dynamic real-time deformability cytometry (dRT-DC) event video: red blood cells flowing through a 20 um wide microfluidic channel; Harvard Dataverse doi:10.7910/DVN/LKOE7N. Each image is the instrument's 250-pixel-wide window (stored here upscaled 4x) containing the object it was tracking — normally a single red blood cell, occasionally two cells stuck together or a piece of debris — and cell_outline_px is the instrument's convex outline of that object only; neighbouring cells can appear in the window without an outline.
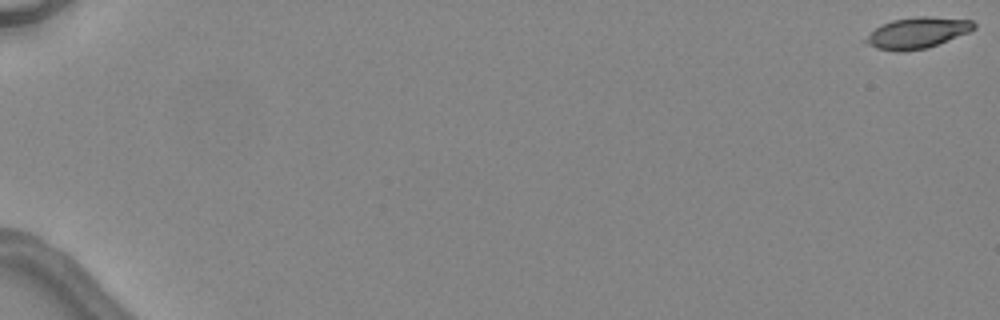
{"species": "common noctule bat (a hibernating species)", "species_latin": "Nyctalus noctula", "temperature_condition": "warm", "stored_images_in_passage": 6, "camera_frame_rate_fps": 3000, "um_per_image_px": 0.085, "animal": {"sex": "female", "body_mass_g": 24.6, "forearm_length_mm": 56.2}, "frame": {"image": 1, "passage_image": 1, "time_ms": 0.0, "image_size_px": [1000, 320], "cell_outline_px": [[976, 28], [968, 32], [928, 48], [904, 52], [896, 52], [876, 48], [864, 44], [860, 40], [880, 24], [892, 20], [916, 16], [928, 16], [972, 20], [976, 24]], "centroid_in_image_um": [77.89, 2.8], "position_along_channel_um": 7.1, "area_um2": 20.0}}